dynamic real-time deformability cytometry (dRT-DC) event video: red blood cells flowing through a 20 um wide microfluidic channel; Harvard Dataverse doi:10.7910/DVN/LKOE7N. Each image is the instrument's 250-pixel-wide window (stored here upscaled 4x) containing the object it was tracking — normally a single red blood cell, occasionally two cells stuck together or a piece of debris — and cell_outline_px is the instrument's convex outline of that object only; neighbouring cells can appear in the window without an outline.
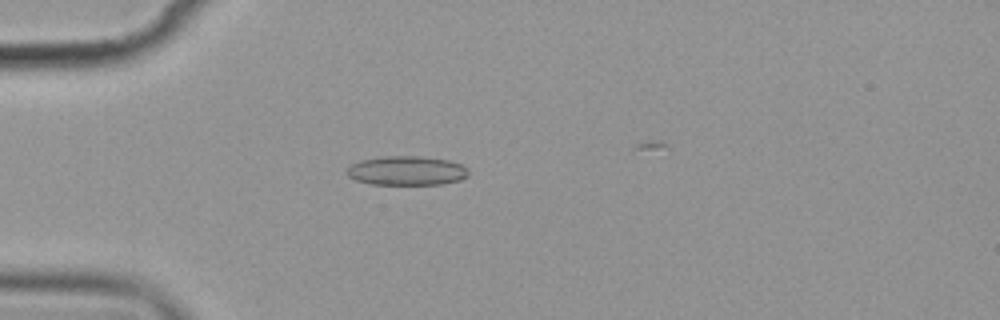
{"species": "common noctule bat (a hibernating species)", "species_latin": "Nyctalus noctula", "temperature_condition": "cold", "stored_images_in_passage": 6, "camera_frame_rate_fps": 3000, "um_per_image_px": 0.085, "animal": {"sex": "female", "body_mass_g": 19.9}, "frame": {"image": 1, "passage_image": 3, "time_ms": 2.667, "image_size_px": [1000, 320], "cell_outline_px": [[468, 176], [460, 180], [440, 184], [372, 184], [356, 180], [348, 176], [344, 172], [352, 164], [360, 160], [384, 156], [420, 156], [448, 160], [460, 164], [468, 168]], "centroid_in_image_um": [34.56, 14.5], "position_along_channel_um": 50.4, "area_um2": 20.69}}
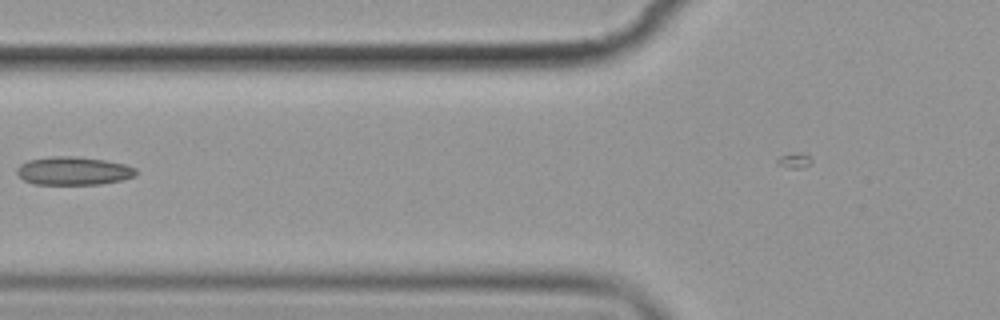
{"frame": {"image": 2, "passage_image": 5, "time_ms": 5.0, "image_size_px": [1000, 320], "cell_outline_px": [[136, 176], [120, 180], [100, 184], [32, 184], [24, 180], [16, 172], [16, 168], [20, 164], [28, 160], [52, 156], [76, 156], [104, 160], [124, 164], [136, 168]], "centroid_in_image_um": [6.22, 14.52], "position_along_channel_um": 119.6, "area_um2": 19.59}}